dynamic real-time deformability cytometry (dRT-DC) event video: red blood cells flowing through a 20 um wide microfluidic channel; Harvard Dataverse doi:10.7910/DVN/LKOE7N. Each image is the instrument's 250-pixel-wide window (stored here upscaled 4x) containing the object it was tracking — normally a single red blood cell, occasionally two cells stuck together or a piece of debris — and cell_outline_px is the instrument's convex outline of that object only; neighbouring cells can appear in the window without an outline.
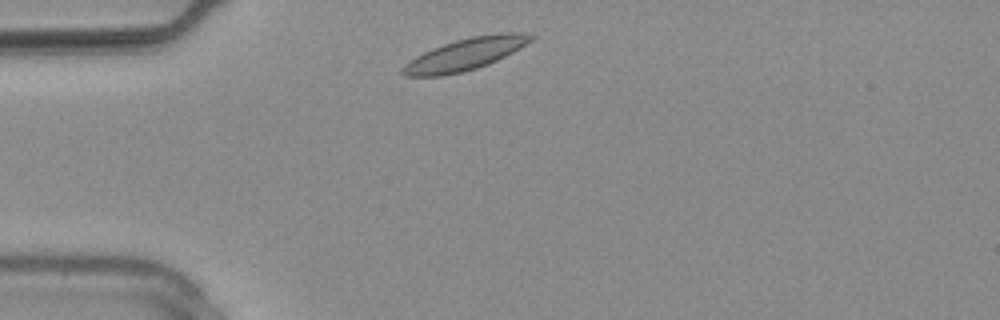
{"species": "common noctule bat (a hibernating species)", "species_latin": "Nyctalus noctula", "temperature_condition": "warm", "stored_images_in_passage": 6, "camera_frame_rate_fps": 3000, "um_per_image_px": 0.085, "animal": {"sex": "male", "body_mass_g": 20.4}, "frame": {"image": 1, "passage_image": 1, "time_ms": 0.0, "image_size_px": [1000, 320], "cell_outline_px": [[536, 36], [532, 40], [512, 52], [488, 64], [464, 72], [440, 76], [408, 76], [400, 72], [416, 56], [424, 52], [444, 44], [456, 40], [472, 36], [504, 32], [516, 32]], "centroid_in_image_um": [39.58, 4.6], "position_along_channel_um": 45.4, "area_um2": 23.24}}
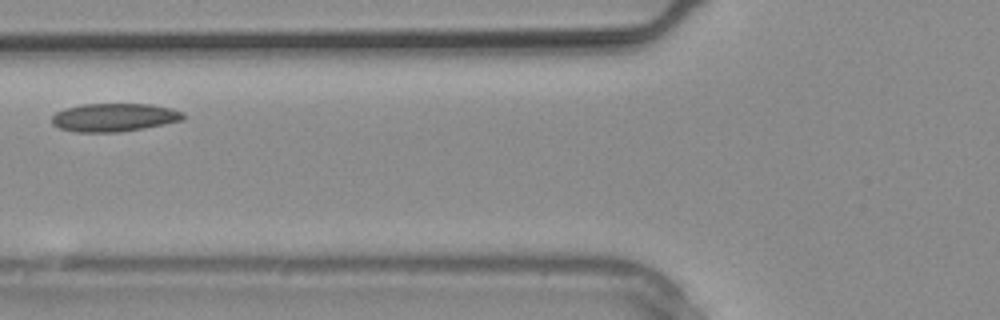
{"frame": {"image": 2, "passage_image": 5, "time_ms": 1.333, "image_size_px": [1000, 320], "cell_outline_px": [[184, 120], [144, 128], [120, 132], [76, 132], [60, 128], [52, 124], [52, 116], [56, 112], [64, 108], [80, 104], [152, 104], [172, 108], [184, 112]], "centroid_in_image_um": [9.71, 9.97], "position_along_channel_um": 116.1, "area_um2": 21.79}}